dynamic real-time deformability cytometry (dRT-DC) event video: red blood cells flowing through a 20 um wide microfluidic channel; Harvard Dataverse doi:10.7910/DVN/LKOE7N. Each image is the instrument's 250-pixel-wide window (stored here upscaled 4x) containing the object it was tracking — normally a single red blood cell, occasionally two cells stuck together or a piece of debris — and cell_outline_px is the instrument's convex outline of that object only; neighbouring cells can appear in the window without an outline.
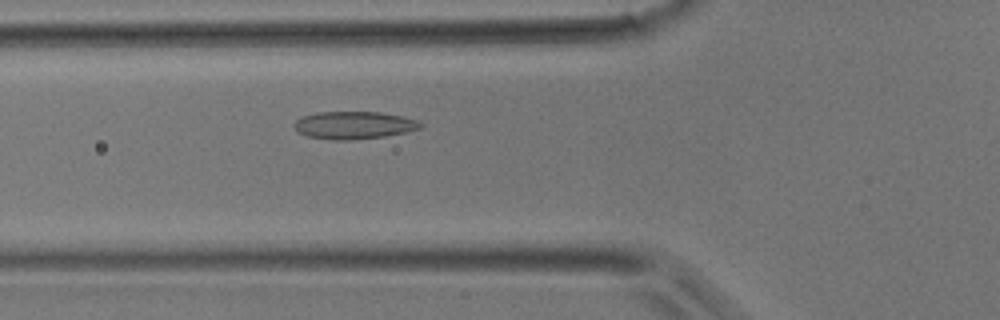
{"species": "common noctule bat (a hibernating species)", "species_latin": "Nyctalus noctula", "temperature_condition": "room temperature", "stored_images_in_passage": 33, "camera_frame_rate_fps": 3000, "um_per_image_px": 0.085, "animal": {"sex": "male", "body_mass_g": 17.9}, "frame": {"image": 1, "passage_image": 7, "time_ms": 2.0, "image_size_px": [1000, 320], "cell_outline_px": [[424, 124], [420, 128], [404, 132], [384, 136], [348, 140], [332, 140], [308, 136], [296, 132], [292, 124], [296, 120], [304, 116], [316, 112], [380, 112], [404, 116], [416, 120]], "centroid_in_image_um": [30.05, 10.63], "position_along_channel_um": 95.8, "area_um2": 20.29}}
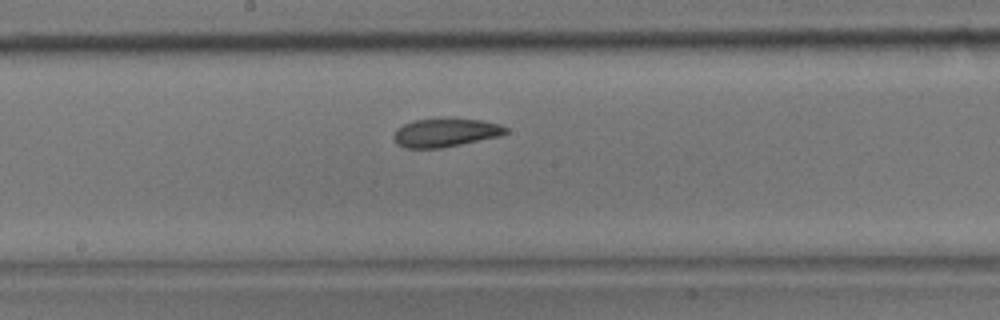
{"frame": {"image": 2, "passage_image": 14, "time_ms": 4.333, "image_size_px": [1000, 320], "cell_outline_px": [[508, 132], [500, 136], [440, 148], [404, 148], [396, 144], [392, 136], [396, 128], [412, 120], [480, 120], [500, 124], [508, 128]], "centroid_in_image_um": [37.82, 11.3], "position_along_channel_um": 210.4, "area_um2": 18.26}}
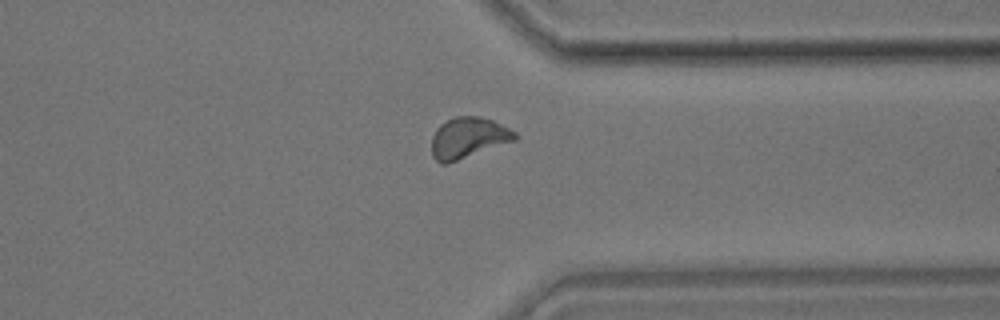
{"frame": {"image": 3, "passage_image": 24, "time_ms": 7.667, "image_size_px": [1000, 320], "cell_outline_px": [[516, 140], [448, 164], [440, 164], [432, 156], [432, 136], [436, 128], [440, 124], [456, 116], [480, 116], [492, 120], [516, 132]], "centroid_in_image_um": [39.77, 11.73], "position_along_channel_um": 371.6, "area_um2": 19.88}}